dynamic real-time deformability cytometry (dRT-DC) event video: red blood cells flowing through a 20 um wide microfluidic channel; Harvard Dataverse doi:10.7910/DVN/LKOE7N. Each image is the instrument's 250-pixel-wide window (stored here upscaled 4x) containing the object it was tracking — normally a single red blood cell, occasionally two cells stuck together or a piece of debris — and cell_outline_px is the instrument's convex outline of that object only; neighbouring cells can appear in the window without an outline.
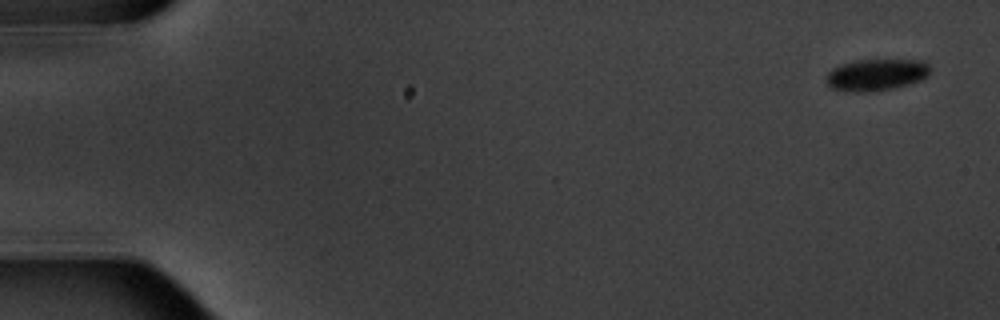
{"species": "common noctule bat (a hibernating species)", "species_latin": "Nyctalus noctula", "temperature_condition": "warm", "stored_images_in_passage": 13, "camera_frame_rate_fps": 3000, "um_per_image_px": 0.085, "animal": {"sex": "male", "body_mass_g": 20.1, "forearm_length_mm": 53.5}, "frame": {"image": 1, "passage_image": 1, "time_ms": 0.0, "image_size_px": [1000, 320], "cell_outline_px": [[932, 68], [928, 76], [920, 80], [908, 84], [892, 88], [868, 92], [856, 92], [832, 88], [824, 80], [828, 72], [832, 68], [840, 64], [856, 60], [924, 60]], "centroid_in_image_um": [74.49, 6.34], "position_along_channel_um": 10.5, "area_um2": 19.31}}
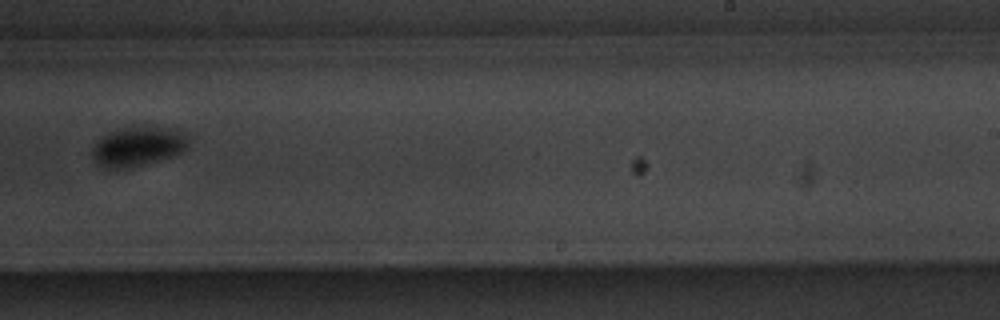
{"frame": {"image": 2, "passage_image": 10, "time_ms": 11.667, "image_size_px": [1000, 320], "cell_outline_px": [[188, 140], [184, 152], [172, 156], [132, 168], [108, 168], [96, 164], [92, 156], [92, 148], [108, 132], [120, 128], [172, 128], [180, 132]], "centroid_in_image_um": [11.69, 12.48], "position_along_channel_um": 277.3, "area_um2": 21.62}}
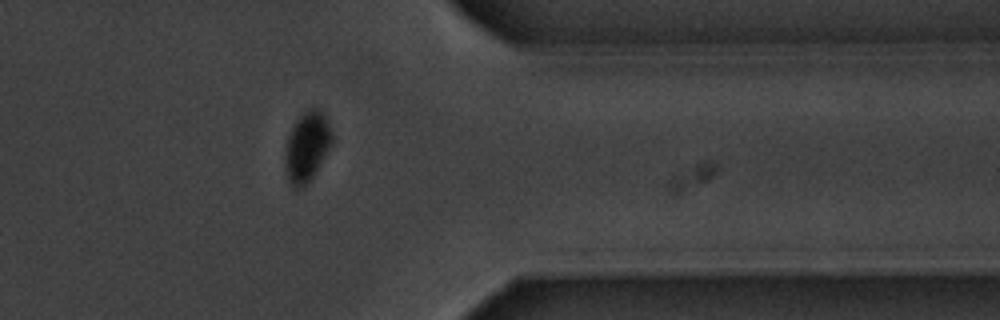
{"frame": {"image": 3, "passage_image": 13, "time_ms": 15.0, "image_size_px": [1000, 320], "cell_outline_px": [[332, 144], [308, 184], [300, 188], [296, 188], [288, 180], [284, 172], [284, 144], [296, 120], [308, 108], [316, 108], [328, 120], [332, 132]], "centroid_in_image_um": [26.06, 12.49], "position_along_channel_um": 385.3, "area_um2": 19.25}, "authors_computed_cell_mechanics": {"area_um2": 20.4034, "velocity_mm_per_s": 3.5295, "shape_relaxation_time_tau1_ms": 2.2465, "shape_relaxation_time_tau2_ms": null, "deformation_change_tau1": 0.06, "deformation_change_tau2": null}}